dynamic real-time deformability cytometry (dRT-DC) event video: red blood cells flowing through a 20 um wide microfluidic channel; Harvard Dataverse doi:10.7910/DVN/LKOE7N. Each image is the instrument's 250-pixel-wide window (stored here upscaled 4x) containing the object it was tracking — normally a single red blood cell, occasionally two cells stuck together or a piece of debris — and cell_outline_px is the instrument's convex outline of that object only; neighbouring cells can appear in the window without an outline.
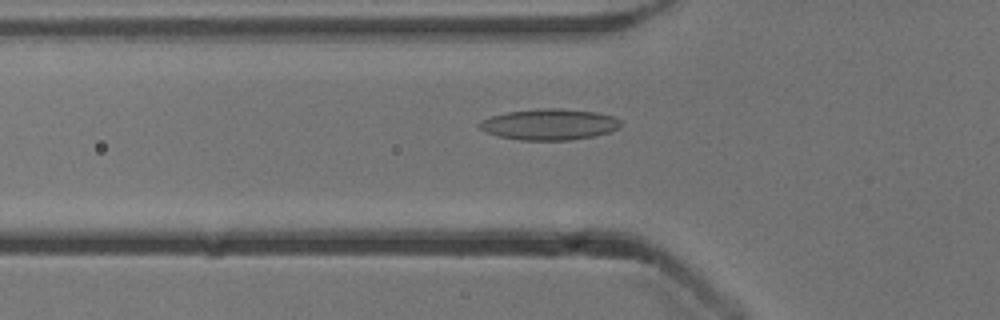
{"species": "common noctule bat (a hibernating species)", "species_latin": "Nyctalus noctula", "temperature_condition": "cold", "stored_images_in_passage": 39, "camera_frame_rate_fps": 3000, "um_per_image_px": 0.085, "animal": {"sex": "male", "body_mass_g": 13.3}, "frame": {"image": 1, "passage_image": 10, "time_ms": 3.0, "image_size_px": [1000, 320], "cell_outline_px": [[620, 128], [612, 132], [592, 136], [568, 140], [520, 140], [496, 136], [480, 128], [476, 124], [492, 116], [508, 112], [536, 108], [560, 108], [596, 112], [612, 116], [620, 120]], "centroid_in_image_um": [46.71, 10.57], "position_along_channel_um": 79.1, "area_um2": 25.55}}
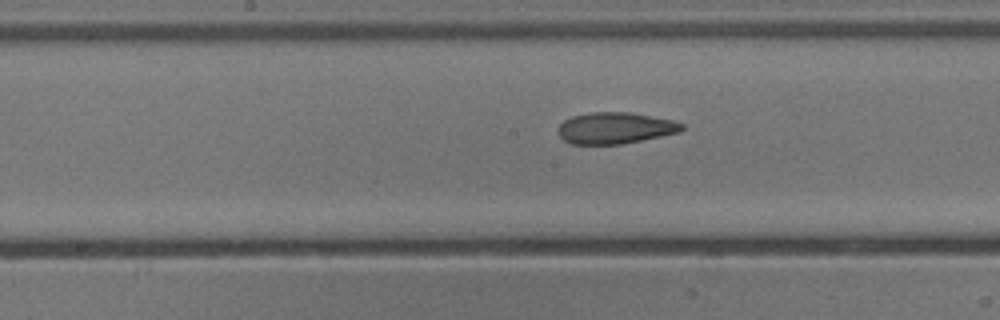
{"frame": {"image": 2, "passage_image": 19, "time_ms": 6.0, "image_size_px": [1000, 320], "cell_outline_px": [[684, 128], [680, 132], [620, 144], [568, 144], [560, 136], [560, 124], [564, 120], [572, 116], [592, 112], [628, 112], [672, 120], [684, 124]], "centroid_in_image_um": [52.28, 10.88], "position_along_channel_um": 195.9, "area_um2": 22.37}}
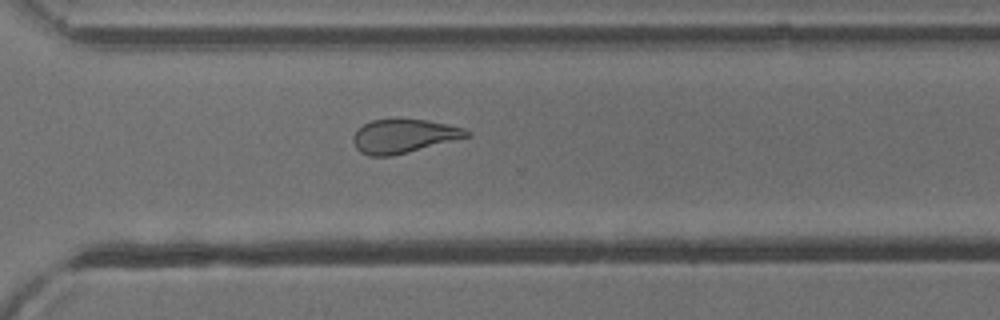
{"frame": {"image": 3, "passage_image": 30, "time_ms": 9.667, "image_size_px": [1000, 320], "cell_outline_px": [[472, 136], [392, 156], [372, 156], [360, 152], [356, 148], [352, 140], [352, 136], [364, 124], [372, 120], [392, 116], [400, 116], [428, 120], [448, 124], [464, 128], [472, 132]], "centroid_in_image_um": [34.34, 11.52], "position_along_channel_um": 336.3, "area_um2": 23.12}}